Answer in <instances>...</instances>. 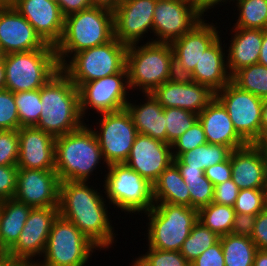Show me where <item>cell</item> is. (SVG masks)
Wrapping results in <instances>:
<instances>
[{"label": "cell", "mask_w": 267, "mask_h": 266, "mask_svg": "<svg viewBox=\"0 0 267 266\" xmlns=\"http://www.w3.org/2000/svg\"><path fill=\"white\" fill-rule=\"evenodd\" d=\"M83 181L60 182L59 216L72 222L98 249H109L116 234L110 223L106 199Z\"/></svg>", "instance_id": "obj_1"}, {"label": "cell", "mask_w": 267, "mask_h": 266, "mask_svg": "<svg viewBox=\"0 0 267 266\" xmlns=\"http://www.w3.org/2000/svg\"><path fill=\"white\" fill-rule=\"evenodd\" d=\"M40 98L42 110L36 128L56 138L85 124L78 88L61 69L40 88Z\"/></svg>", "instance_id": "obj_2"}, {"label": "cell", "mask_w": 267, "mask_h": 266, "mask_svg": "<svg viewBox=\"0 0 267 266\" xmlns=\"http://www.w3.org/2000/svg\"><path fill=\"white\" fill-rule=\"evenodd\" d=\"M113 38L114 17L111 9L92 6L66 16L61 40L55 46L60 67L73 53L105 44Z\"/></svg>", "instance_id": "obj_3"}, {"label": "cell", "mask_w": 267, "mask_h": 266, "mask_svg": "<svg viewBox=\"0 0 267 266\" xmlns=\"http://www.w3.org/2000/svg\"><path fill=\"white\" fill-rule=\"evenodd\" d=\"M86 123L55 138V171L60 182L90 179L99 163H105L97 137Z\"/></svg>", "instance_id": "obj_4"}, {"label": "cell", "mask_w": 267, "mask_h": 266, "mask_svg": "<svg viewBox=\"0 0 267 266\" xmlns=\"http://www.w3.org/2000/svg\"><path fill=\"white\" fill-rule=\"evenodd\" d=\"M128 46L126 69L130 90L152 93L158 86L175 77L173 50L170 43H154Z\"/></svg>", "instance_id": "obj_5"}, {"label": "cell", "mask_w": 267, "mask_h": 266, "mask_svg": "<svg viewBox=\"0 0 267 266\" xmlns=\"http://www.w3.org/2000/svg\"><path fill=\"white\" fill-rule=\"evenodd\" d=\"M5 89L13 93L40 89L60 69L55 47L3 55Z\"/></svg>", "instance_id": "obj_6"}, {"label": "cell", "mask_w": 267, "mask_h": 266, "mask_svg": "<svg viewBox=\"0 0 267 266\" xmlns=\"http://www.w3.org/2000/svg\"><path fill=\"white\" fill-rule=\"evenodd\" d=\"M145 215L149 220L148 246L163 251H180L198 221V210L168 203H154Z\"/></svg>", "instance_id": "obj_7"}, {"label": "cell", "mask_w": 267, "mask_h": 266, "mask_svg": "<svg viewBox=\"0 0 267 266\" xmlns=\"http://www.w3.org/2000/svg\"><path fill=\"white\" fill-rule=\"evenodd\" d=\"M127 49L114 37L105 44L73 54L61 70L79 88L84 83L127 71Z\"/></svg>", "instance_id": "obj_8"}, {"label": "cell", "mask_w": 267, "mask_h": 266, "mask_svg": "<svg viewBox=\"0 0 267 266\" xmlns=\"http://www.w3.org/2000/svg\"><path fill=\"white\" fill-rule=\"evenodd\" d=\"M104 167L108 169L103 186L109 205L129 214L146 213L153 208V184L125 163Z\"/></svg>", "instance_id": "obj_9"}, {"label": "cell", "mask_w": 267, "mask_h": 266, "mask_svg": "<svg viewBox=\"0 0 267 266\" xmlns=\"http://www.w3.org/2000/svg\"><path fill=\"white\" fill-rule=\"evenodd\" d=\"M97 248L72 222L58 215L42 255L44 260L36 259L34 266H86Z\"/></svg>", "instance_id": "obj_10"}, {"label": "cell", "mask_w": 267, "mask_h": 266, "mask_svg": "<svg viewBox=\"0 0 267 266\" xmlns=\"http://www.w3.org/2000/svg\"><path fill=\"white\" fill-rule=\"evenodd\" d=\"M226 108L238 135L247 144L261 139V114L263 99L240 89L232 81L215 93Z\"/></svg>", "instance_id": "obj_11"}, {"label": "cell", "mask_w": 267, "mask_h": 266, "mask_svg": "<svg viewBox=\"0 0 267 266\" xmlns=\"http://www.w3.org/2000/svg\"><path fill=\"white\" fill-rule=\"evenodd\" d=\"M58 215V207L32 208L19 239L5 253L3 262L34 265L33 258L44 254L52 224Z\"/></svg>", "instance_id": "obj_12"}, {"label": "cell", "mask_w": 267, "mask_h": 266, "mask_svg": "<svg viewBox=\"0 0 267 266\" xmlns=\"http://www.w3.org/2000/svg\"><path fill=\"white\" fill-rule=\"evenodd\" d=\"M98 121L99 131H94L105 165L114 163H125L132 145L138 134L133 120L126 108L116 111L100 114Z\"/></svg>", "instance_id": "obj_13"}, {"label": "cell", "mask_w": 267, "mask_h": 266, "mask_svg": "<svg viewBox=\"0 0 267 266\" xmlns=\"http://www.w3.org/2000/svg\"><path fill=\"white\" fill-rule=\"evenodd\" d=\"M195 0H157L150 42L171 43L190 31L204 17ZM157 36V37H156Z\"/></svg>", "instance_id": "obj_14"}, {"label": "cell", "mask_w": 267, "mask_h": 266, "mask_svg": "<svg viewBox=\"0 0 267 266\" xmlns=\"http://www.w3.org/2000/svg\"><path fill=\"white\" fill-rule=\"evenodd\" d=\"M128 89L130 90L127 71L82 84L78 88L82 117L87 114L89 107L97 111V114L124 109L129 102Z\"/></svg>", "instance_id": "obj_15"}, {"label": "cell", "mask_w": 267, "mask_h": 266, "mask_svg": "<svg viewBox=\"0 0 267 266\" xmlns=\"http://www.w3.org/2000/svg\"><path fill=\"white\" fill-rule=\"evenodd\" d=\"M157 0H121L113 10L114 37L129 46L139 43L148 31L153 33Z\"/></svg>", "instance_id": "obj_16"}, {"label": "cell", "mask_w": 267, "mask_h": 266, "mask_svg": "<svg viewBox=\"0 0 267 266\" xmlns=\"http://www.w3.org/2000/svg\"><path fill=\"white\" fill-rule=\"evenodd\" d=\"M206 21L203 18L190 31L170 43L175 77L187 78L194 71L203 52L219 38L218 27Z\"/></svg>", "instance_id": "obj_17"}, {"label": "cell", "mask_w": 267, "mask_h": 266, "mask_svg": "<svg viewBox=\"0 0 267 266\" xmlns=\"http://www.w3.org/2000/svg\"><path fill=\"white\" fill-rule=\"evenodd\" d=\"M60 180L55 170L18 168L14 199L33 208L58 207Z\"/></svg>", "instance_id": "obj_18"}, {"label": "cell", "mask_w": 267, "mask_h": 266, "mask_svg": "<svg viewBox=\"0 0 267 266\" xmlns=\"http://www.w3.org/2000/svg\"><path fill=\"white\" fill-rule=\"evenodd\" d=\"M152 95L163 108L177 107L199 114L214 98L208 86L186 77H174L158 86Z\"/></svg>", "instance_id": "obj_19"}, {"label": "cell", "mask_w": 267, "mask_h": 266, "mask_svg": "<svg viewBox=\"0 0 267 266\" xmlns=\"http://www.w3.org/2000/svg\"><path fill=\"white\" fill-rule=\"evenodd\" d=\"M46 43L11 3L0 4V50L3 55L43 48Z\"/></svg>", "instance_id": "obj_20"}, {"label": "cell", "mask_w": 267, "mask_h": 266, "mask_svg": "<svg viewBox=\"0 0 267 266\" xmlns=\"http://www.w3.org/2000/svg\"><path fill=\"white\" fill-rule=\"evenodd\" d=\"M172 162L170 144L138 133L125 164L153 184Z\"/></svg>", "instance_id": "obj_21"}, {"label": "cell", "mask_w": 267, "mask_h": 266, "mask_svg": "<svg viewBox=\"0 0 267 266\" xmlns=\"http://www.w3.org/2000/svg\"><path fill=\"white\" fill-rule=\"evenodd\" d=\"M11 4L46 44L54 47L57 45L61 40L65 21L58 3L50 0H14Z\"/></svg>", "instance_id": "obj_22"}, {"label": "cell", "mask_w": 267, "mask_h": 266, "mask_svg": "<svg viewBox=\"0 0 267 266\" xmlns=\"http://www.w3.org/2000/svg\"><path fill=\"white\" fill-rule=\"evenodd\" d=\"M18 168L55 170V137L35 126L18 129Z\"/></svg>", "instance_id": "obj_23"}, {"label": "cell", "mask_w": 267, "mask_h": 266, "mask_svg": "<svg viewBox=\"0 0 267 266\" xmlns=\"http://www.w3.org/2000/svg\"><path fill=\"white\" fill-rule=\"evenodd\" d=\"M231 172L239 189H267V164L256 144L232 150Z\"/></svg>", "instance_id": "obj_24"}, {"label": "cell", "mask_w": 267, "mask_h": 266, "mask_svg": "<svg viewBox=\"0 0 267 266\" xmlns=\"http://www.w3.org/2000/svg\"><path fill=\"white\" fill-rule=\"evenodd\" d=\"M198 120L203 126L207 143L225 145L231 150L247 145L234 129L226 108L216 97L198 114Z\"/></svg>", "instance_id": "obj_25"}, {"label": "cell", "mask_w": 267, "mask_h": 266, "mask_svg": "<svg viewBox=\"0 0 267 266\" xmlns=\"http://www.w3.org/2000/svg\"><path fill=\"white\" fill-rule=\"evenodd\" d=\"M225 44L219 37L209 48H207L194 71L187 77L191 81L208 86L213 92L221 90L231 81V75L227 68L225 55Z\"/></svg>", "instance_id": "obj_26"}, {"label": "cell", "mask_w": 267, "mask_h": 266, "mask_svg": "<svg viewBox=\"0 0 267 266\" xmlns=\"http://www.w3.org/2000/svg\"><path fill=\"white\" fill-rule=\"evenodd\" d=\"M230 46L226 53L227 68L232 76L239 69L258 63L262 46L263 30L232 27Z\"/></svg>", "instance_id": "obj_27"}, {"label": "cell", "mask_w": 267, "mask_h": 266, "mask_svg": "<svg viewBox=\"0 0 267 266\" xmlns=\"http://www.w3.org/2000/svg\"><path fill=\"white\" fill-rule=\"evenodd\" d=\"M144 97H146L144 104L136 105V102L134 104L129 101L125 107L137 132L167 143L164 108L152 93H144Z\"/></svg>", "instance_id": "obj_28"}, {"label": "cell", "mask_w": 267, "mask_h": 266, "mask_svg": "<svg viewBox=\"0 0 267 266\" xmlns=\"http://www.w3.org/2000/svg\"><path fill=\"white\" fill-rule=\"evenodd\" d=\"M33 207L14 198L0 201V256L17 242Z\"/></svg>", "instance_id": "obj_29"}, {"label": "cell", "mask_w": 267, "mask_h": 266, "mask_svg": "<svg viewBox=\"0 0 267 266\" xmlns=\"http://www.w3.org/2000/svg\"><path fill=\"white\" fill-rule=\"evenodd\" d=\"M153 199L154 203H168L190 207L189 188L173 162L153 183Z\"/></svg>", "instance_id": "obj_30"}, {"label": "cell", "mask_w": 267, "mask_h": 266, "mask_svg": "<svg viewBox=\"0 0 267 266\" xmlns=\"http://www.w3.org/2000/svg\"><path fill=\"white\" fill-rule=\"evenodd\" d=\"M173 163L180 171L185 184L189 188L190 207L199 210L208 206L213 201L214 184L205 176L201 169L189 168L178 158H173Z\"/></svg>", "instance_id": "obj_31"}, {"label": "cell", "mask_w": 267, "mask_h": 266, "mask_svg": "<svg viewBox=\"0 0 267 266\" xmlns=\"http://www.w3.org/2000/svg\"><path fill=\"white\" fill-rule=\"evenodd\" d=\"M225 266H253L257 247L251 237L227 234L220 236Z\"/></svg>", "instance_id": "obj_32"}, {"label": "cell", "mask_w": 267, "mask_h": 266, "mask_svg": "<svg viewBox=\"0 0 267 266\" xmlns=\"http://www.w3.org/2000/svg\"><path fill=\"white\" fill-rule=\"evenodd\" d=\"M232 150L225 145L203 144L182 153L178 159L189 168L205 171L210 166L226 161Z\"/></svg>", "instance_id": "obj_33"}, {"label": "cell", "mask_w": 267, "mask_h": 266, "mask_svg": "<svg viewBox=\"0 0 267 266\" xmlns=\"http://www.w3.org/2000/svg\"><path fill=\"white\" fill-rule=\"evenodd\" d=\"M235 214L234 207L211 202L198 210V221L220 237L231 233Z\"/></svg>", "instance_id": "obj_34"}, {"label": "cell", "mask_w": 267, "mask_h": 266, "mask_svg": "<svg viewBox=\"0 0 267 266\" xmlns=\"http://www.w3.org/2000/svg\"><path fill=\"white\" fill-rule=\"evenodd\" d=\"M231 81L244 91L262 99L267 98V67L262 64L239 69L231 76Z\"/></svg>", "instance_id": "obj_35"}, {"label": "cell", "mask_w": 267, "mask_h": 266, "mask_svg": "<svg viewBox=\"0 0 267 266\" xmlns=\"http://www.w3.org/2000/svg\"><path fill=\"white\" fill-rule=\"evenodd\" d=\"M239 11L235 28L267 29V0H236Z\"/></svg>", "instance_id": "obj_36"}, {"label": "cell", "mask_w": 267, "mask_h": 266, "mask_svg": "<svg viewBox=\"0 0 267 266\" xmlns=\"http://www.w3.org/2000/svg\"><path fill=\"white\" fill-rule=\"evenodd\" d=\"M219 238L215 232L197 221L191 229L190 235L184 241L180 253L189 263H192L206 249L214 245Z\"/></svg>", "instance_id": "obj_37"}, {"label": "cell", "mask_w": 267, "mask_h": 266, "mask_svg": "<svg viewBox=\"0 0 267 266\" xmlns=\"http://www.w3.org/2000/svg\"><path fill=\"white\" fill-rule=\"evenodd\" d=\"M20 127L36 126L41 114L40 89L14 93Z\"/></svg>", "instance_id": "obj_38"}, {"label": "cell", "mask_w": 267, "mask_h": 266, "mask_svg": "<svg viewBox=\"0 0 267 266\" xmlns=\"http://www.w3.org/2000/svg\"><path fill=\"white\" fill-rule=\"evenodd\" d=\"M164 112L167 143L170 145L198 121V114L181 108H164Z\"/></svg>", "instance_id": "obj_39"}, {"label": "cell", "mask_w": 267, "mask_h": 266, "mask_svg": "<svg viewBox=\"0 0 267 266\" xmlns=\"http://www.w3.org/2000/svg\"><path fill=\"white\" fill-rule=\"evenodd\" d=\"M267 208V189H240L235 213L258 215Z\"/></svg>", "instance_id": "obj_40"}, {"label": "cell", "mask_w": 267, "mask_h": 266, "mask_svg": "<svg viewBox=\"0 0 267 266\" xmlns=\"http://www.w3.org/2000/svg\"><path fill=\"white\" fill-rule=\"evenodd\" d=\"M141 266H190L180 251H163L149 248L145 255L135 259Z\"/></svg>", "instance_id": "obj_41"}, {"label": "cell", "mask_w": 267, "mask_h": 266, "mask_svg": "<svg viewBox=\"0 0 267 266\" xmlns=\"http://www.w3.org/2000/svg\"><path fill=\"white\" fill-rule=\"evenodd\" d=\"M205 132L199 120L178 137L172 144V156L178 158L182 153L191 151L197 146L206 144Z\"/></svg>", "instance_id": "obj_42"}, {"label": "cell", "mask_w": 267, "mask_h": 266, "mask_svg": "<svg viewBox=\"0 0 267 266\" xmlns=\"http://www.w3.org/2000/svg\"><path fill=\"white\" fill-rule=\"evenodd\" d=\"M20 121L14 101V93L8 89L0 90V130H18Z\"/></svg>", "instance_id": "obj_43"}, {"label": "cell", "mask_w": 267, "mask_h": 266, "mask_svg": "<svg viewBox=\"0 0 267 266\" xmlns=\"http://www.w3.org/2000/svg\"><path fill=\"white\" fill-rule=\"evenodd\" d=\"M18 158V130H0V166H17Z\"/></svg>", "instance_id": "obj_44"}, {"label": "cell", "mask_w": 267, "mask_h": 266, "mask_svg": "<svg viewBox=\"0 0 267 266\" xmlns=\"http://www.w3.org/2000/svg\"><path fill=\"white\" fill-rule=\"evenodd\" d=\"M17 172V166H0V201L14 197Z\"/></svg>", "instance_id": "obj_45"}, {"label": "cell", "mask_w": 267, "mask_h": 266, "mask_svg": "<svg viewBox=\"0 0 267 266\" xmlns=\"http://www.w3.org/2000/svg\"><path fill=\"white\" fill-rule=\"evenodd\" d=\"M239 191L240 189L232 179L217 184L214 188L212 202L234 207Z\"/></svg>", "instance_id": "obj_46"}, {"label": "cell", "mask_w": 267, "mask_h": 266, "mask_svg": "<svg viewBox=\"0 0 267 266\" xmlns=\"http://www.w3.org/2000/svg\"><path fill=\"white\" fill-rule=\"evenodd\" d=\"M190 266H225L220 239L190 263Z\"/></svg>", "instance_id": "obj_47"}, {"label": "cell", "mask_w": 267, "mask_h": 266, "mask_svg": "<svg viewBox=\"0 0 267 266\" xmlns=\"http://www.w3.org/2000/svg\"><path fill=\"white\" fill-rule=\"evenodd\" d=\"M204 174L214 184V186L230 180L232 177L231 154L226 161L205 169Z\"/></svg>", "instance_id": "obj_48"}, {"label": "cell", "mask_w": 267, "mask_h": 266, "mask_svg": "<svg viewBox=\"0 0 267 266\" xmlns=\"http://www.w3.org/2000/svg\"><path fill=\"white\" fill-rule=\"evenodd\" d=\"M252 241L259 250H267V208L256 215Z\"/></svg>", "instance_id": "obj_49"}, {"label": "cell", "mask_w": 267, "mask_h": 266, "mask_svg": "<svg viewBox=\"0 0 267 266\" xmlns=\"http://www.w3.org/2000/svg\"><path fill=\"white\" fill-rule=\"evenodd\" d=\"M256 215L236 213L231 234L251 237L254 231Z\"/></svg>", "instance_id": "obj_50"}, {"label": "cell", "mask_w": 267, "mask_h": 266, "mask_svg": "<svg viewBox=\"0 0 267 266\" xmlns=\"http://www.w3.org/2000/svg\"><path fill=\"white\" fill-rule=\"evenodd\" d=\"M57 3L65 17L92 7L90 0H58Z\"/></svg>", "instance_id": "obj_51"}, {"label": "cell", "mask_w": 267, "mask_h": 266, "mask_svg": "<svg viewBox=\"0 0 267 266\" xmlns=\"http://www.w3.org/2000/svg\"><path fill=\"white\" fill-rule=\"evenodd\" d=\"M197 2L198 7L200 10L205 13L208 11V9L214 8L216 5H220V3L226 4L227 1L229 0H195ZM230 1H235V0H230ZM212 7V8H211Z\"/></svg>", "instance_id": "obj_52"}, {"label": "cell", "mask_w": 267, "mask_h": 266, "mask_svg": "<svg viewBox=\"0 0 267 266\" xmlns=\"http://www.w3.org/2000/svg\"><path fill=\"white\" fill-rule=\"evenodd\" d=\"M258 63L267 67V29L263 30L262 46L260 49Z\"/></svg>", "instance_id": "obj_53"}, {"label": "cell", "mask_w": 267, "mask_h": 266, "mask_svg": "<svg viewBox=\"0 0 267 266\" xmlns=\"http://www.w3.org/2000/svg\"><path fill=\"white\" fill-rule=\"evenodd\" d=\"M267 136V98L262 102V114H261V138Z\"/></svg>", "instance_id": "obj_54"}, {"label": "cell", "mask_w": 267, "mask_h": 266, "mask_svg": "<svg viewBox=\"0 0 267 266\" xmlns=\"http://www.w3.org/2000/svg\"><path fill=\"white\" fill-rule=\"evenodd\" d=\"M92 6H101L111 10H114L121 0H90Z\"/></svg>", "instance_id": "obj_55"}, {"label": "cell", "mask_w": 267, "mask_h": 266, "mask_svg": "<svg viewBox=\"0 0 267 266\" xmlns=\"http://www.w3.org/2000/svg\"><path fill=\"white\" fill-rule=\"evenodd\" d=\"M253 266H267V250H257Z\"/></svg>", "instance_id": "obj_56"}, {"label": "cell", "mask_w": 267, "mask_h": 266, "mask_svg": "<svg viewBox=\"0 0 267 266\" xmlns=\"http://www.w3.org/2000/svg\"><path fill=\"white\" fill-rule=\"evenodd\" d=\"M5 89V66L3 57L0 59V90Z\"/></svg>", "instance_id": "obj_57"}, {"label": "cell", "mask_w": 267, "mask_h": 266, "mask_svg": "<svg viewBox=\"0 0 267 266\" xmlns=\"http://www.w3.org/2000/svg\"><path fill=\"white\" fill-rule=\"evenodd\" d=\"M256 145L261 149L267 164V139H260Z\"/></svg>", "instance_id": "obj_58"}, {"label": "cell", "mask_w": 267, "mask_h": 266, "mask_svg": "<svg viewBox=\"0 0 267 266\" xmlns=\"http://www.w3.org/2000/svg\"><path fill=\"white\" fill-rule=\"evenodd\" d=\"M8 266H34V265H18V264L8 263Z\"/></svg>", "instance_id": "obj_59"}, {"label": "cell", "mask_w": 267, "mask_h": 266, "mask_svg": "<svg viewBox=\"0 0 267 266\" xmlns=\"http://www.w3.org/2000/svg\"><path fill=\"white\" fill-rule=\"evenodd\" d=\"M14 0H0L1 3H11L13 2Z\"/></svg>", "instance_id": "obj_60"}, {"label": "cell", "mask_w": 267, "mask_h": 266, "mask_svg": "<svg viewBox=\"0 0 267 266\" xmlns=\"http://www.w3.org/2000/svg\"><path fill=\"white\" fill-rule=\"evenodd\" d=\"M132 265L131 266H141L136 260L132 261Z\"/></svg>", "instance_id": "obj_61"}, {"label": "cell", "mask_w": 267, "mask_h": 266, "mask_svg": "<svg viewBox=\"0 0 267 266\" xmlns=\"http://www.w3.org/2000/svg\"><path fill=\"white\" fill-rule=\"evenodd\" d=\"M0 266H8V263L3 262L2 264H0Z\"/></svg>", "instance_id": "obj_62"}, {"label": "cell", "mask_w": 267, "mask_h": 266, "mask_svg": "<svg viewBox=\"0 0 267 266\" xmlns=\"http://www.w3.org/2000/svg\"><path fill=\"white\" fill-rule=\"evenodd\" d=\"M3 263V258L0 256V264Z\"/></svg>", "instance_id": "obj_63"}, {"label": "cell", "mask_w": 267, "mask_h": 266, "mask_svg": "<svg viewBox=\"0 0 267 266\" xmlns=\"http://www.w3.org/2000/svg\"><path fill=\"white\" fill-rule=\"evenodd\" d=\"M3 57V54H2V52H1V50H0V59Z\"/></svg>", "instance_id": "obj_64"}]
</instances>
